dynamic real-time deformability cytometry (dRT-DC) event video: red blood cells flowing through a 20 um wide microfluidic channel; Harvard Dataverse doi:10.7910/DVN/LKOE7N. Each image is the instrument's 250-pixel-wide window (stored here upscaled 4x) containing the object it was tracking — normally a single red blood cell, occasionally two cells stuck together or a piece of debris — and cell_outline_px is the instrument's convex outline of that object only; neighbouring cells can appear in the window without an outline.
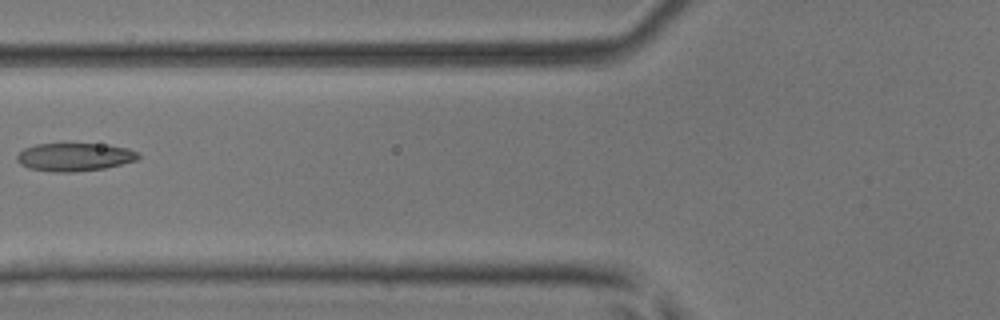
{"species": "common noctule bat (a hibernating species)", "species_latin": "Nyctalus noctula", "temperature_condition": "room temperature", "stored_images_in_passage": 8, "camera_frame_rate_fps": 3000, "um_per_image_px": 0.085, "animal": {"sex": "male", "body_mass_g": 17.9, "forearm_length_mm": 54.2}, "frame": {"image": 1, "passage_image": 6, "time_ms": 1.667, "image_size_px": [1000, 320], "cell_outline_px": [[140, 156], [136, 160], [104, 168], [72, 172], [52, 172], [28, 168], [20, 164], [16, 160], [16, 156], [24, 148], [36, 144], [100, 144], [128, 148], [140, 152]], "centroid_in_image_um": [6.32, 13.34], "position_along_channel_um": 119.5, "area_um2": 19.83}}
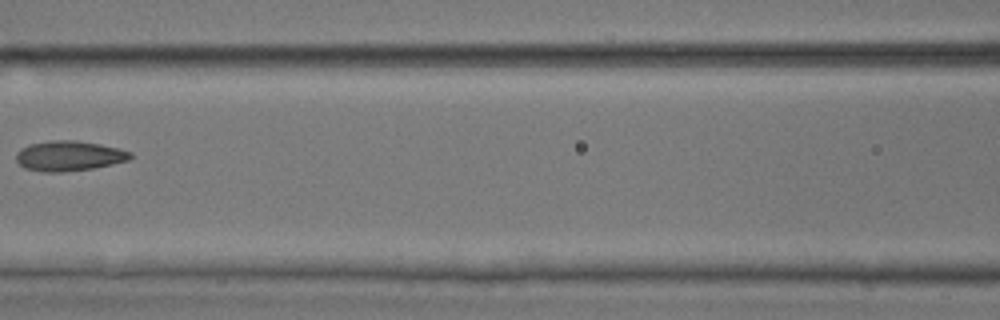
{"frame": {"image": 2, "passage_image": 7, "time_ms": 2.0, "image_size_px": [1000, 320], "cell_outline_px": [[132, 156], [128, 160], [112, 164], [92, 168], [64, 172], [44, 172], [24, 168], [16, 160], [16, 152], [20, 148], [32, 144], [52, 140], [76, 140], [100, 144], [120, 148], [132, 152]], "centroid_in_image_um": [5.87, 13.25], "position_along_channel_um": 160.7, "area_um2": 20.06}}
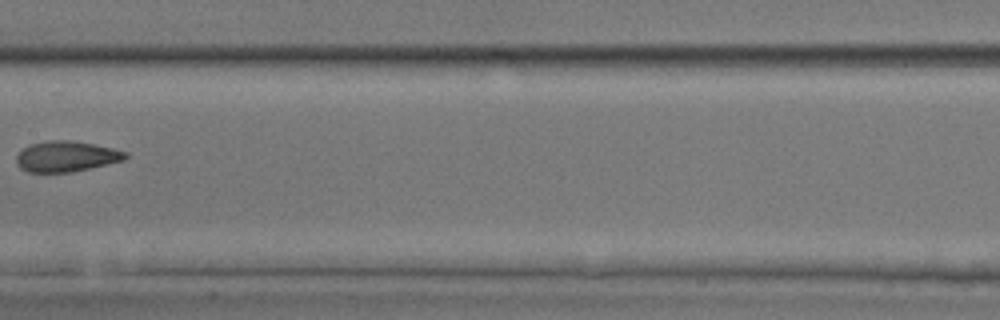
{"frame": {"image": 3, "passage_image": 8, "time_ms": 2.333, "image_size_px": [1000, 320], "cell_outline_px": [[128, 156], [124, 160], [72, 172], [28, 172], [20, 168], [16, 164], [16, 156], [28, 144], [48, 140], [68, 140], [92, 144], [112, 148], [128, 152]], "centroid_in_image_um": [5.61, 13.29], "position_along_channel_um": 201.8, "area_um2": 19.42}}